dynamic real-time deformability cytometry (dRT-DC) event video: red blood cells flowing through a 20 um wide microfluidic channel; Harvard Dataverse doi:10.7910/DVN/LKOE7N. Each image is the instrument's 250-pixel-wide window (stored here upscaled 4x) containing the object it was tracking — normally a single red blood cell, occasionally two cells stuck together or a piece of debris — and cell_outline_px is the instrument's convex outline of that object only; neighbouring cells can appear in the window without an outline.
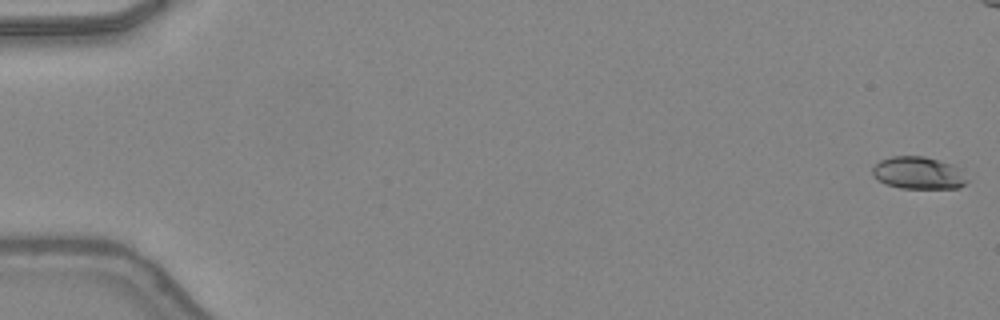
{"species": "common noctule bat (a hibernating species)", "species_latin": "Nyctalus noctula", "temperature_condition": "warm", "stored_images_in_passage": 44, "camera_frame_rate_fps": 3000, "um_per_image_px": 0.085, "animal": {"sex": "female", "body_mass_g": 24.6, "forearm_length_mm": 56.2}, "frame": {"image": 1, "passage_image": 1, "time_ms": 0.0, "image_size_px": [1000, 320], "cell_outline_px": [[968, 180], [960, 188], [900, 188], [888, 184], [880, 180], [872, 172], [872, 168], [880, 160], [892, 156], [924, 156], [952, 164], [960, 168]], "centroid_in_image_um": [78.1, 14.69], "position_along_channel_um": 6.9, "area_um2": 17.69}}
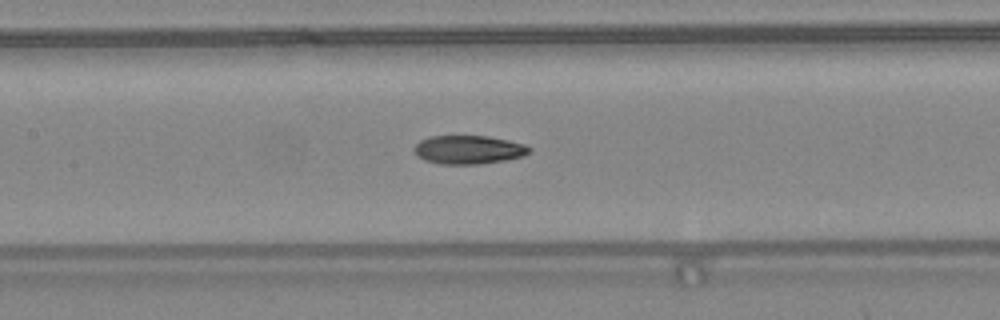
{"frame": {"image": 2, "passage_image": 24, "time_ms": 7.667, "image_size_px": [1000, 320], "cell_outline_px": [[532, 148], [524, 156], [504, 160], [480, 164], [440, 164], [424, 160], [416, 156], [412, 148], [420, 140], [428, 136], [488, 136], [508, 140], [524, 144]], "centroid_in_image_um": [39.78, 12.72], "position_along_channel_um": 167.6, "area_um2": 19.31}}
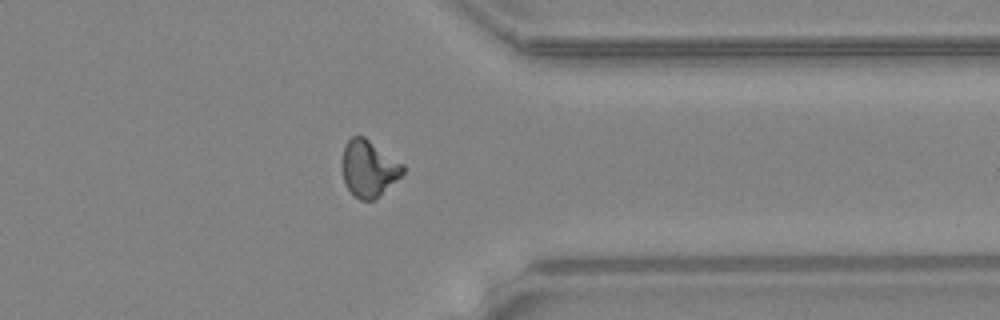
{"frame": {"image": 3, "passage_image": 39, "time_ms": 12.667, "image_size_px": [1000, 320], "cell_outline_px": [[404, 172], [380, 196], [372, 200], [360, 200], [344, 184], [344, 144], [352, 136], [364, 136], [404, 164]], "centroid_in_image_um": [31.37, 14.31], "position_along_channel_um": 380.0, "area_um2": 19.65}, "authors_computed_cell_mechanics": {"area_um2": 19.1896, "velocity_mm_per_s": 4.3682, "shape_relaxation_time_tau1_ms": 8.4095, "shape_relaxation_time_tau2_ms": 2.8866, "deformation_change_tau1": 0.226, "deformation_change_tau2": 0.0896}}